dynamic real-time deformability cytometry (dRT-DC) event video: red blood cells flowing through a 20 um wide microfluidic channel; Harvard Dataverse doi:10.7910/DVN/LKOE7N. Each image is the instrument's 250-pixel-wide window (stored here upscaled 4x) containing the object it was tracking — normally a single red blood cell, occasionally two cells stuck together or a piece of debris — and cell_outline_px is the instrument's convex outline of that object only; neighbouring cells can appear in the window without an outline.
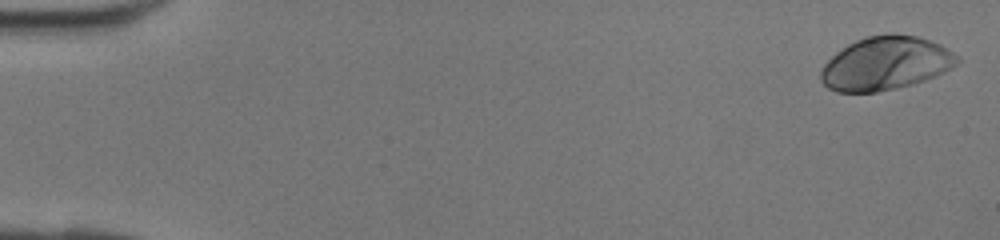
{"species": "human", "species_latin": "Homo sapiens", "temperature_condition": "room temperature", "stored_images_in_passage": 42, "camera_frame_rate_fps": 3000, "um_per_image_px": 0.085, "donor": {"sex": "female"}, "frame": {"image": 1, "passage_image": 1, "time_ms": 0.0, "image_size_px": [1000, 240], "cell_outline_px": [[960, 60], [956, 64], [936, 76], [912, 84], [876, 92], [836, 92], [828, 88], [820, 80], [820, 72], [824, 64], [836, 52], [848, 44], [864, 36], [888, 32], [896, 32], [916, 36], [940, 44], [948, 48], [960, 56]], "centroid_in_image_um": [75.27, 5.36], "position_along_channel_um": 9.7, "area_um2": 42.77}}
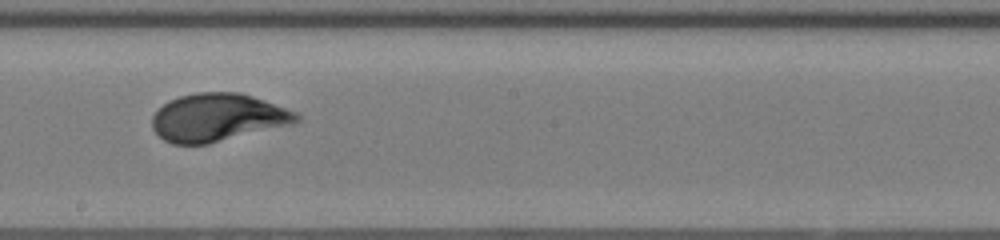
{"frame": {"image": 2, "passage_image": 24, "time_ms": 7.667, "image_size_px": [1000, 240], "cell_outline_px": [[300, 120], [292, 124], [208, 144], [172, 144], [164, 140], [152, 128], [152, 116], [168, 100], [180, 96], [196, 92], [240, 92], [264, 100], [296, 112], [300, 116]], "centroid_in_image_um": [18.49, 9.98], "position_along_channel_um": 229.7, "area_um2": 40.11}}
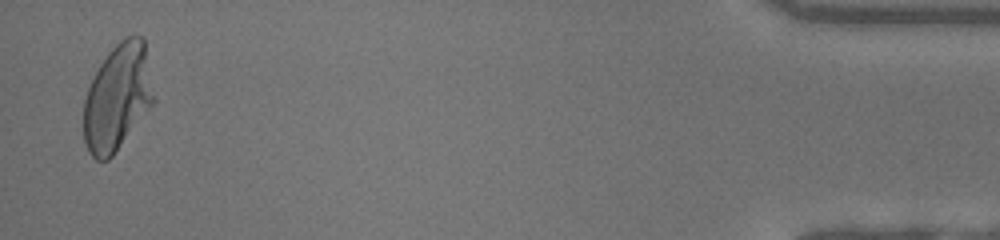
{"frame": {"image": 3, "passage_image": 41, "time_ms": 13.333, "image_size_px": [1000, 240], "cell_outline_px": [[156, 100], [112, 156], [108, 160], [96, 160], [88, 152], [84, 144], [84, 100], [88, 88], [100, 64], [108, 52], [120, 40], [128, 36], [140, 36], [144, 40]], "centroid_in_image_um": [9.99, 8.29], "position_along_channel_um": 425.2, "area_um2": 43.29}}